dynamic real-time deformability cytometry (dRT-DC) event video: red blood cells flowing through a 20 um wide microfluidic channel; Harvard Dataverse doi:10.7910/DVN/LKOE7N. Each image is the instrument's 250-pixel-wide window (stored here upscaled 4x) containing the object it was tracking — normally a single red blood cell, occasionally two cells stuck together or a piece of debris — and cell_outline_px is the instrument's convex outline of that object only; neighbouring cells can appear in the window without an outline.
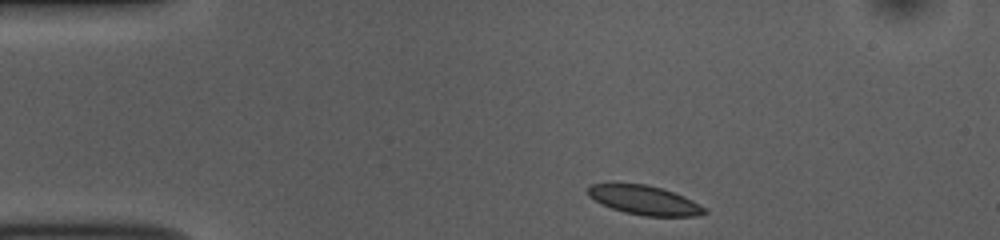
{"species": "common noctule bat (a hibernating species)", "species_latin": "Nyctalus noctula", "temperature_condition": "room temperature", "stored_images_in_passage": 44, "camera_frame_rate_fps": 3000, "um_per_image_px": 0.085, "animal": {"sex": "female", "body_mass_g": 10.0, "forearm_length_mm": 53.1}, "frame": {"image": 1, "passage_image": 1, "time_ms": 0.0, "image_size_px": [1000, 240], "cell_outline_px": [[708, 212], [700, 216], [644, 216], [624, 212], [600, 204], [588, 196], [588, 188], [592, 184], [644, 184], [660, 188], [684, 196], [692, 200], [704, 208]], "centroid_in_image_um": [54.77, 17.03], "position_along_channel_um": 30.2, "area_um2": 19.59}}
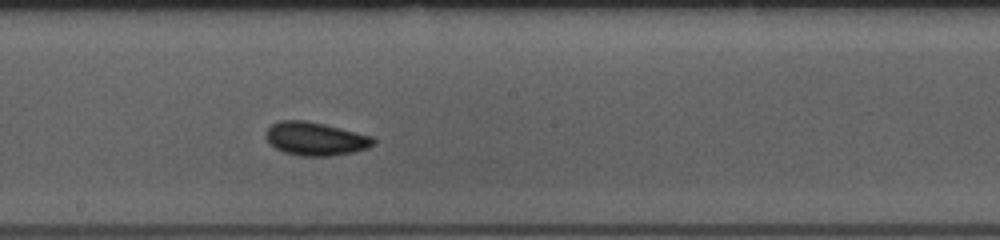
{"frame": {"image": 2, "passage_image": 20, "time_ms": 6.333, "image_size_px": [1000, 240], "cell_outline_px": [[376, 140], [368, 148], [352, 152], [332, 156], [300, 156], [284, 152], [276, 148], [264, 136], [268, 128], [272, 124], [280, 120], [304, 120], [324, 124], [372, 136]], "centroid_in_image_um": [26.8, 11.8], "position_along_channel_um": 221.4, "area_um2": 20.75}}
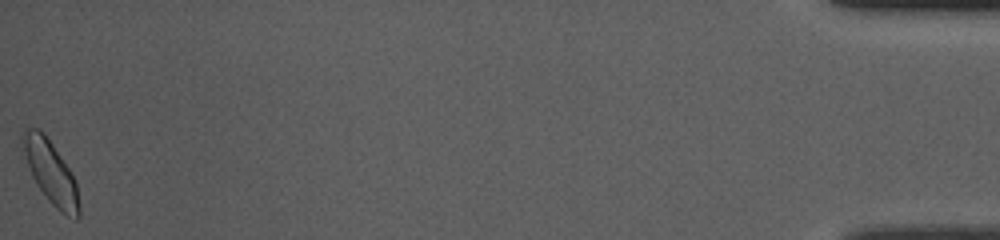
{"frame": {"image": 3, "passage_image": 44, "time_ms": 14.333, "image_size_px": [1000, 240], "cell_outline_px": [[80, 216], [76, 220], [60, 212], [52, 204], [36, 184], [20, 156], [20, 136], [24, 128], [40, 128], [44, 132], [68, 168], [76, 184], [80, 204]], "centroid_in_image_um": [4.22, 14.6], "position_along_channel_um": 431.0, "area_um2": 21.21}, "authors_computed_cell_mechanics": {"area_um2": 19.6231, "velocity_mm_per_s": 3.8141, "shape_relaxation_time_tau1_ms": 5.6011, "shape_relaxation_time_tau2_ms": 3.1855, "deformation_change_tau1": 0.1318, "deformation_change_tau2": 0.0587}}